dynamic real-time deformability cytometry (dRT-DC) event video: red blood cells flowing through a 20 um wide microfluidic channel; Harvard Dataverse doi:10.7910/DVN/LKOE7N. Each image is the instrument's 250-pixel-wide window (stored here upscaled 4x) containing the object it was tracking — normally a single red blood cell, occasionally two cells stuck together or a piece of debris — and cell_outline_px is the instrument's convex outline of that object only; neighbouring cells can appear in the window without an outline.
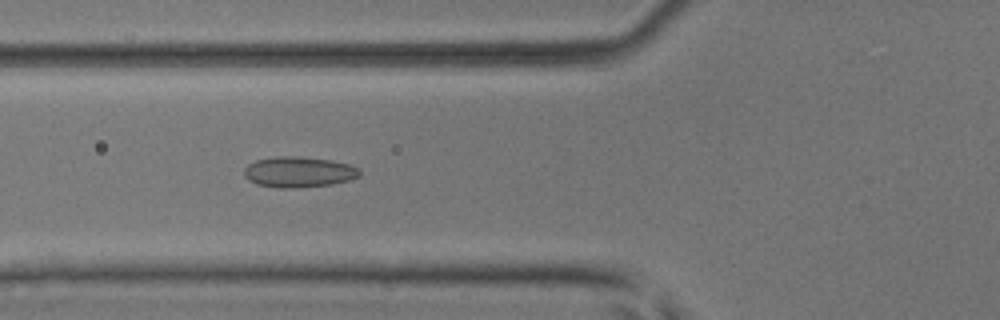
{"species": "common noctule bat (a hibernating species)", "species_latin": "Nyctalus noctula", "temperature_condition": "room temperature", "stored_images_in_passage": 6, "camera_frame_rate_fps": 3000, "um_per_image_px": 0.085, "animal": {"sex": "male", "body_mass_g": 17.9, "forearm_length_mm": 54.2}, "frame": {"image": 1, "passage_image": 6, "time_ms": 1.667, "image_size_px": [1000, 320], "cell_outline_px": [[360, 176], [348, 180], [332, 184], [296, 188], [276, 188], [256, 184], [248, 180], [244, 176], [244, 168], [248, 164], [256, 160], [276, 156], [300, 156], [332, 160], [348, 164], [360, 168]], "centroid_in_image_um": [25.37, 14.62], "position_along_channel_um": 100.4, "area_um2": 20.87}}